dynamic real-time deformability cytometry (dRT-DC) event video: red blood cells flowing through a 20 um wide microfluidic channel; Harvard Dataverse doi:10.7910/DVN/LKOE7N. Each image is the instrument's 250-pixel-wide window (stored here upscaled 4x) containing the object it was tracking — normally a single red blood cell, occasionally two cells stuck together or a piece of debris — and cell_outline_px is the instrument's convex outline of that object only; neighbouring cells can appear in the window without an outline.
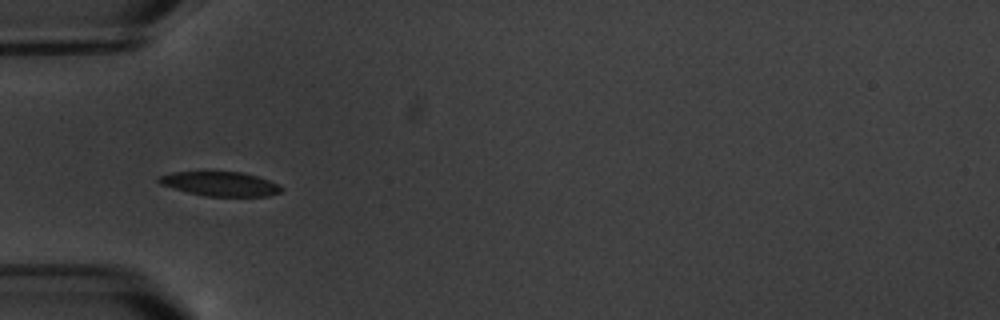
{"species": "common noctule bat (a hibernating species)", "species_latin": "Nyctalus noctula", "temperature_condition": "warm", "stored_images_in_passage": 12, "camera_frame_rate_fps": 3000, "um_per_image_px": 0.085, "animal": {"sex": "male", "body_mass_g": 20.1, "forearm_length_mm": 53.5}, "frame": {"image": 1, "passage_image": 6, "time_ms": 6.667, "image_size_px": [1000, 320], "cell_outline_px": [[284, 188], [280, 192], [268, 196], [204, 196], [188, 192], [160, 184], [156, 180], [156, 176], [172, 172], [240, 172], [256, 176], [280, 184]], "centroid_in_image_um": [18.7, 15.63], "position_along_channel_um": 66.3, "area_um2": 17.34}}
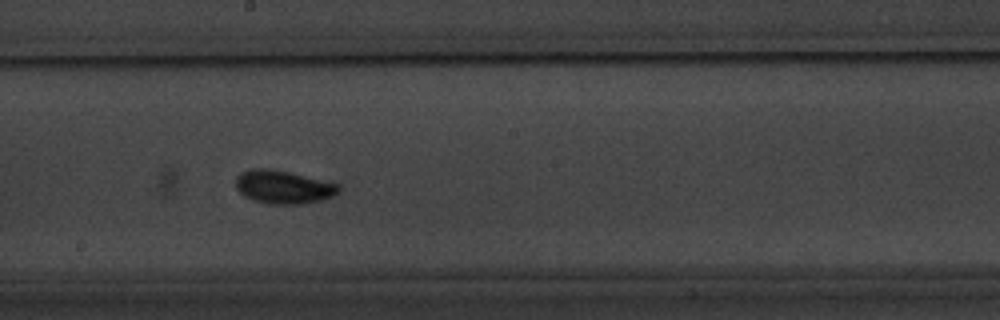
{"frame": {"image": 2, "passage_image": 10, "time_ms": 11.333, "image_size_px": [1000, 320], "cell_outline_px": [[340, 192], [332, 196], [320, 200], [304, 204], [268, 204], [252, 200], [244, 196], [236, 188], [236, 176], [240, 172], [252, 168], [268, 168], [288, 172], [340, 184]], "centroid_in_image_um": [24.06, 15.9], "position_along_channel_um": 224.1, "area_um2": 20.06}}
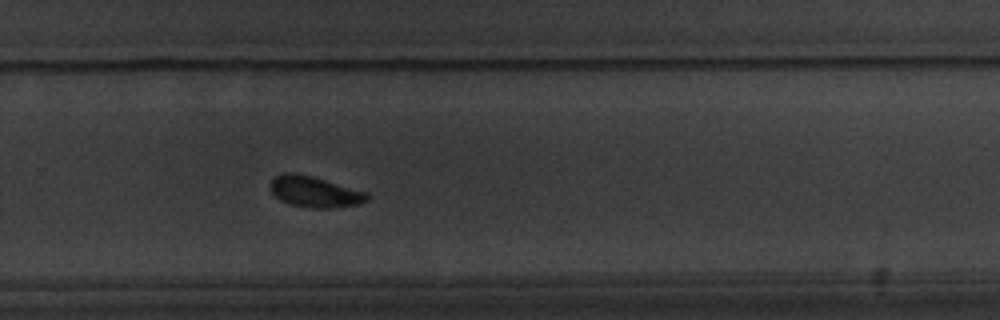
{"frame": {"image": 3, "passage_image": 12, "time_ms": 13.667, "image_size_px": [1000, 320], "cell_outline_px": [[372, 196], [368, 200], [356, 204], [332, 208], [312, 208], [288, 204], [280, 200], [272, 192], [268, 184], [276, 176], [284, 172], [296, 172], [312, 176], [368, 192]], "centroid_in_image_um": [26.74, 16.29], "position_along_channel_um": 303.1, "area_um2": 17.63}}